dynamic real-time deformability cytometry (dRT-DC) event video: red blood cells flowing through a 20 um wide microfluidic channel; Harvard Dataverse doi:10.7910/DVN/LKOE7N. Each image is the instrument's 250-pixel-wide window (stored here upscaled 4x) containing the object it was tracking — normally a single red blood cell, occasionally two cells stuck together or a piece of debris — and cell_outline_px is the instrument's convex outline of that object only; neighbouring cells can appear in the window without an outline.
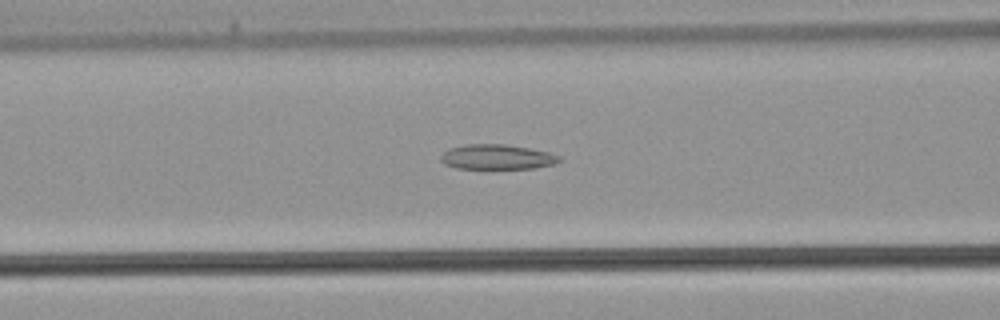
{"species": "common noctule bat (a hibernating species)", "species_latin": "Nyctalus noctula", "temperature_condition": "warm", "stored_images_in_passage": 41, "camera_frame_rate_fps": 3000, "um_per_image_px": 0.085, "animal": {"sex": "male", "body_mass_g": 21.5, "forearm_length_mm": 52.0}, "frame": {"image": 1, "passage_image": 15, "time_ms": 4.667, "image_size_px": [1000, 320], "cell_outline_px": [[564, 160], [556, 164], [536, 168], [456, 168], [444, 164], [440, 160], [440, 156], [448, 148], [468, 144], [504, 144], [528, 148], [548, 152], [560, 156]], "centroid_in_image_um": [42.27, 13.34], "position_along_channel_um": 124.3, "area_um2": 17.28}}
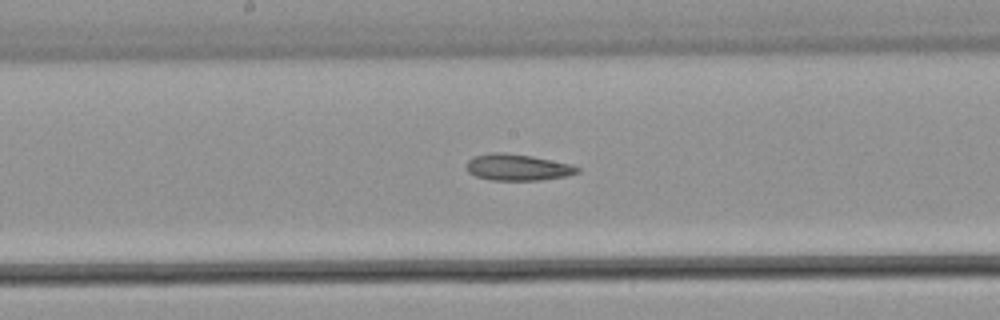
{"frame": {"image": 2, "passage_image": 20, "time_ms": 6.333, "image_size_px": [1000, 320], "cell_outline_px": [[580, 172], [564, 176], [540, 180], [492, 180], [476, 176], [468, 172], [464, 168], [464, 164], [472, 156], [492, 152], [500, 152], [532, 156], [572, 164], [580, 168]], "centroid_in_image_um": [43.94, 14.21], "position_along_channel_um": 204.3, "area_um2": 17.22}}
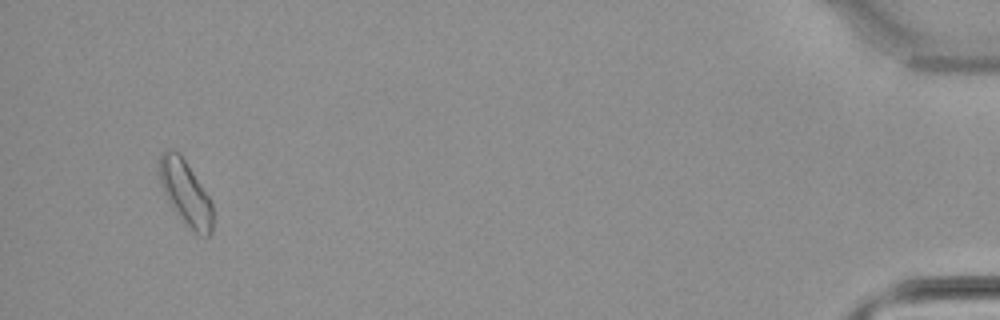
{"frame": {"image": 3, "passage_image": 39, "time_ms": 12.667, "image_size_px": [1000, 320], "cell_outline_px": [[212, 232], [208, 236], [204, 236], [196, 232], [184, 224], [168, 200], [160, 184], [160, 152], [164, 148], [180, 152], [208, 196], [212, 204]], "centroid_in_image_um": [15.76, 16.36], "position_along_channel_um": 419.4, "area_um2": 19.83}}